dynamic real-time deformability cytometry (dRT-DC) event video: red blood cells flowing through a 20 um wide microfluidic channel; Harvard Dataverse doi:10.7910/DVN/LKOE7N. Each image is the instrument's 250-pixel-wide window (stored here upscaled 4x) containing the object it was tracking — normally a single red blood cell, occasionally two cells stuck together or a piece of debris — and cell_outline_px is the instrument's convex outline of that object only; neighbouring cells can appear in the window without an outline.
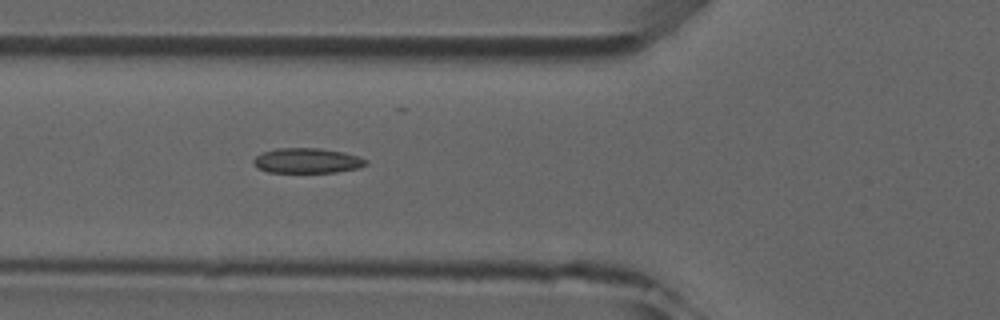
{"species": "common noctule bat (a hibernating species)", "species_latin": "Nyctalus noctula", "temperature_condition": "room temperature", "stored_images_in_passage": 6, "camera_frame_rate_fps": 3000, "um_per_image_px": 0.085, "animal": {"sex": "male", "forearm_length_mm": 52.5}, "frame": {"image": 1, "passage_image": 6, "time_ms": 5.667, "image_size_px": [1000, 320], "cell_outline_px": [[368, 164], [356, 168], [336, 172], [268, 172], [256, 168], [252, 164], [252, 160], [260, 152], [276, 148], [320, 148], [344, 152], [360, 156], [368, 160]], "centroid_in_image_um": [26.07, 13.64], "position_along_channel_um": 99.7, "area_um2": 16.65}}